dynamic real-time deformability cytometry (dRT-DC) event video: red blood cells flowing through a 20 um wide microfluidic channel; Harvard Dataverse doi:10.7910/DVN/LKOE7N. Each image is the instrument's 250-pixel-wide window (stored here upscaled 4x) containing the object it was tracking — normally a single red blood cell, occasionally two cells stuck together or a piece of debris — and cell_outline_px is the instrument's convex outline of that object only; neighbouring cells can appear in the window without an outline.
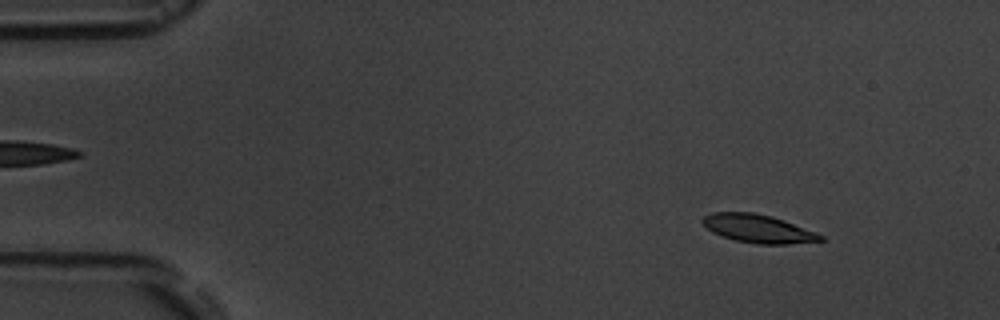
{"species": "common noctule bat (a hibernating species)", "species_latin": "Nyctalus noctula", "temperature_condition": "room temperature", "stored_images_in_passage": 4, "camera_frame_rate_fps": 3000, "um_per_image_px": 0.085, "animal": {"sex": "male", "body_mass_g": 19.5, "forearm_length_mm": 54.6}, "frame": {"image": 1, "passage_image": 1, "time_ms": 0.0, "image_size_px": [1000, 320], "cell_outline_px": [[824, 240], [788, 244], [756, 244], [736, 240], [712, 232], [700, 220], [704, 216], [712, 212], [752, 212], [772, 216], [784, 220], [816, 232], [824, 236]], "centroid_in_image_um": [64.45, 19.43], "position_along_channel_um": 20.6, "area_um2": 19.31}}
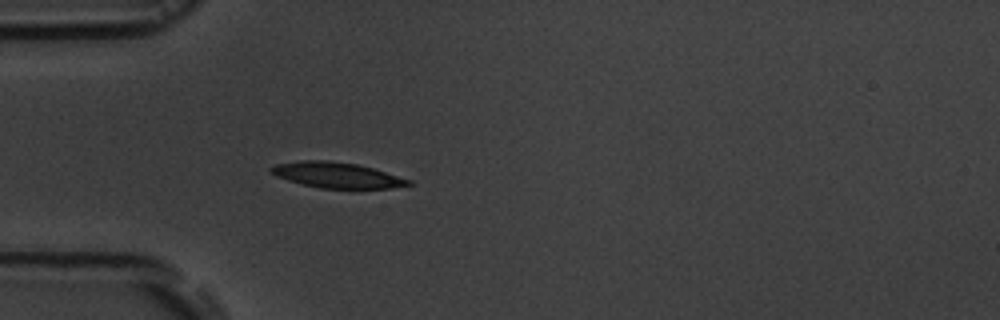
{"frame": {"image": 2, "passage_image": 4, "time_ms": 3.333, "image_size_px": [1000, 320], "cell_outline_px": [[412, 184], [388, 188], [320, 188], [288, 180], [276, 176], [268, 172], [268, 168], [276, 164], [304, 160], [328, 160], [356, 164], [372, 168], [412, 180]], "centroid_in_image_um": [28.59, 14.87], "position_along_channel_um": 56.4, "area_um2": 20.29}}